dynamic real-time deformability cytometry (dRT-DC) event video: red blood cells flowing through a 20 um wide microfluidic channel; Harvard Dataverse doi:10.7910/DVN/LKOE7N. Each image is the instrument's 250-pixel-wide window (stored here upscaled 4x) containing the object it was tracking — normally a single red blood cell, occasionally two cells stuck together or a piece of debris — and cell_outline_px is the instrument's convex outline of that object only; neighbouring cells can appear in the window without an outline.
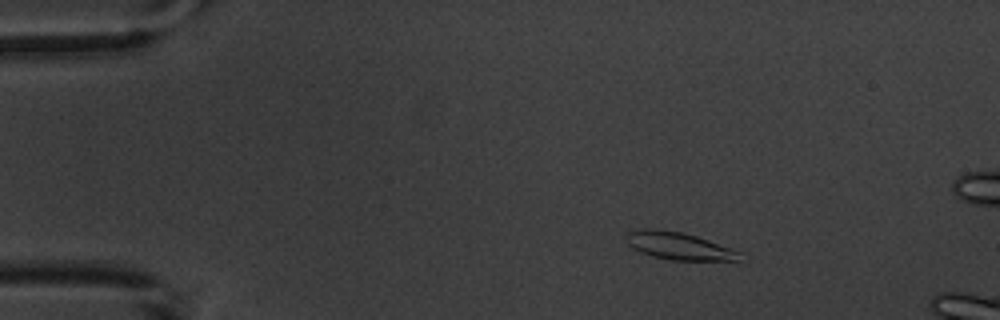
{"species": "common noctule bat (a hibernating species)", "species_latin": "Nyctalus noctula", "temperature_condition": "warm", "stored_images_in_passage": 4, "camera_frame_rate_fps": 3000, "um_per_image_px": 0.085, "animal": {"sex": "male", "body_mass_g": 20.1, "forearm_length_mm": 53.5}, "frame": {"image": 1, "passage_image": 1, "time_ms": 0.0, "image_size_px": [1000, 320], "cell_outline_px": [[740, 260], [672, 260], [652, 256], [640, 252], [632, 248], [628, 244], [628, 232], [644, 228], [656, 228], [680, 232], [696, 236], [732, 248], [740, 252]], "centroid_in_image_um": [57.69, 20.9], "position_along_channel_um": 27.3, "area_um2": 17.92}}